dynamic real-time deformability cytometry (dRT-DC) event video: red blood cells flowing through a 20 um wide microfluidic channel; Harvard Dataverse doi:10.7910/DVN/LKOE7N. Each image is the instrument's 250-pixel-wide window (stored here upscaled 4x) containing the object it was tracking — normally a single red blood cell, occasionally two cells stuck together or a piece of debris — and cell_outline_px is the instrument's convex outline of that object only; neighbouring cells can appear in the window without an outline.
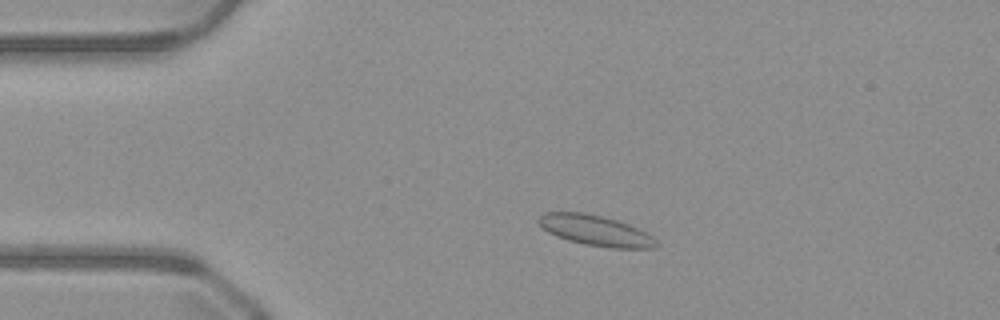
{"species": "common noctule bat (a hibernating species)", "species_latin": "Nyctalus noctula", "temperature_condition": "warm", "stored_images_in_passage": 48, "camera_frame_rate_fps": 3000, "um_per_image_px": 0.085, "animal": {"sex": "male", "body_mass_g": 23.1, "forearm_length_mm": 52.7}, "frame": {"image": 1, "passage_image": 8, "time_ms": 2.333, "image_size_px": [1000, 320], "cell_outline_px": [[660, 244], [656, 248], [608, 248], [584, 244], [568, 240], [556, 236], [548, 232], [536, 220], [544, 212], [584, 212], [604, 216], [628, 224], [652, 236]], "centroid_in_image_um": [50.62, 19.59], "position_along_channel_um": 34.4, "area_um2": 20.92}}
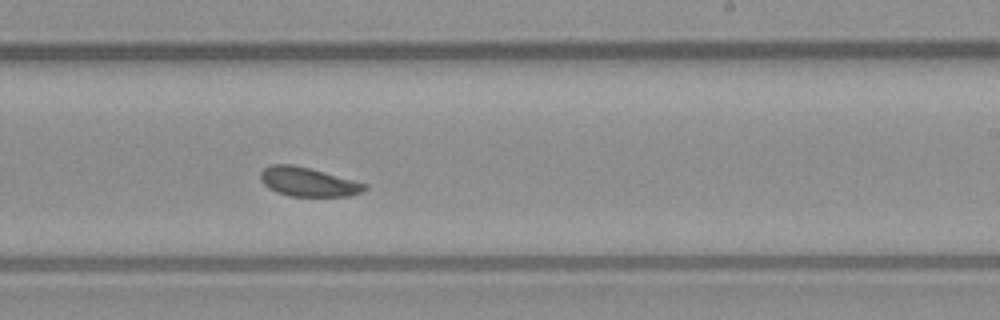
{"frame": {"image": 2, "passage_image": 28, "time_ms": 9.0, "image_size_px": [1000, 320], "cell_outline_px": [[368, 188], [360, 192], [348, 196], [288, 196], [276, 192], [268, 188], [260, 180], [260, 172], [264, 168], [272, 164], [292, 164], [324, 172], [368, 184]], "centroid_in_image_um": [26.16, 15.46], "position_along_channel_um": 262.8, "area_um2": 17.57}}
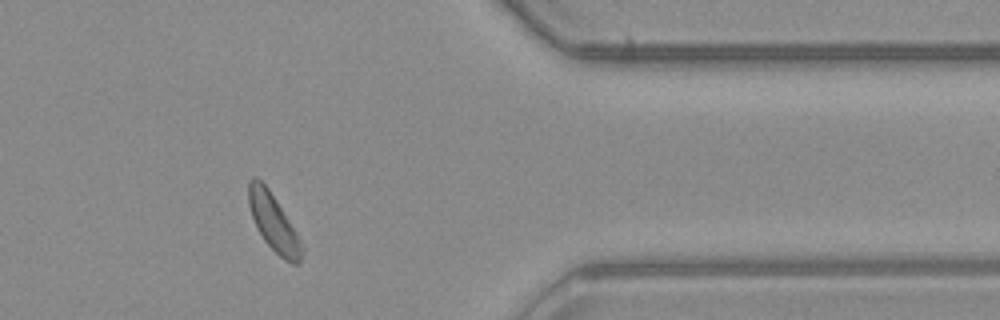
{"frame": {"image": 3, "passage_image": 39, "time_ms": 12.667, "image_size_px": [1000, 320], "cell_outline_px": [[304, 252], [300, 264], [292, 264], [284, 260], [264, 240], [252, 216], [248, 204], [248, 180], [252, 176], [256, 176], [268, 188], [276, 200], [300, 240], [304, 248]], "centroid_in_image_um": [23.25, 18.92], "position_along_channel_um": 388.2, "area_um2": 17.4}, "authors_computed_cell_mechanics": {"area_um2": 18.1203, "velocity_mm_per_s": 4.0179, "shape_relaxation_time_tau1_ms": 3.6509, "shape_relaxation_time_tau2_ms": 1.2188, "deformation_change_tau1": 0.0899, "deformation_change_tau2": 0.0718}}